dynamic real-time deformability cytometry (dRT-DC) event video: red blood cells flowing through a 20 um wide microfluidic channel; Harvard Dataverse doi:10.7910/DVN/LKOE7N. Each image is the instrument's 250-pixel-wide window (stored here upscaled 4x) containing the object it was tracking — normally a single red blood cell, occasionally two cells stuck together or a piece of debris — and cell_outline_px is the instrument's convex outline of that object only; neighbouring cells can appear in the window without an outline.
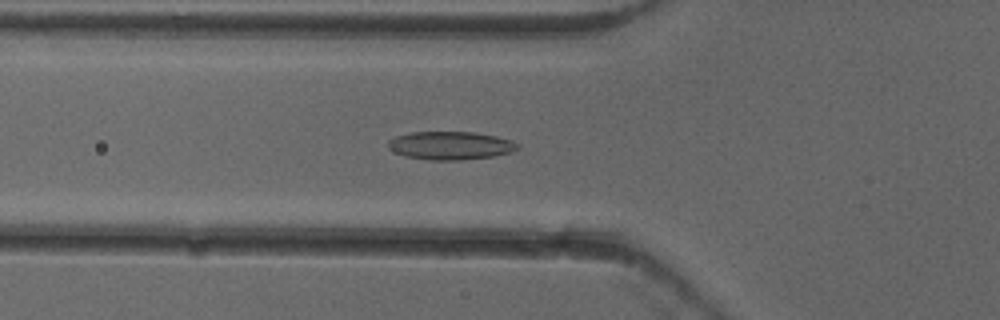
{"species": "common noctule bat (a hibernating species)", "species_latin": "Nyctalus noctula", "temperature_condition": "cold", "stored_images_in_passage": 52, "camera_frame_rate_fps": 3000, "um_per_image_px": 0.085, "animal": {"sex": "female"}, "frame": {"image": 1, "passage_image": 18, "time_ms": 5.667, "image_size_px": [1000, 320], "cell_outline_px": [[520, 148], [508, 152], [492, 156], [460, 160], [428, 160], [404, 156], [388, 148], [388, 140], [396, 136], [412, 132], [476, 132], [496, 136], [512, 140], [520, 144]], "centroid_in_image_um": [38.29, 12.36], "position_along_channel_um": 87.5, "area_um2": 21.27}}
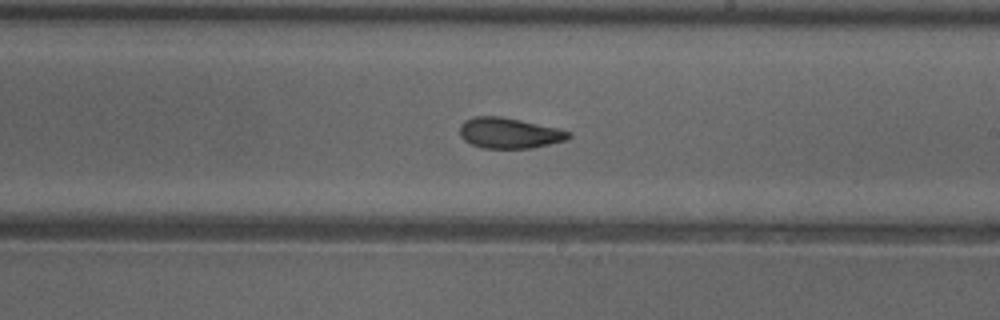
{"frame": {"image": 2, "passage_image": 30, "time_ms": 9.667, "image_size_px": [1000, 320], "cell_outline_px": [[572, 136], [564, 140], [532, 148], [480, 148], [464, 140], [460, 136], [460, 124], [464, 120], [472, 116], [500, 116], [560, 128], [572, 132]], "centroid_in_image_um": [43.27, 11.3], "position_along_channel_um": 245.7, "area_um2": 19.54}}
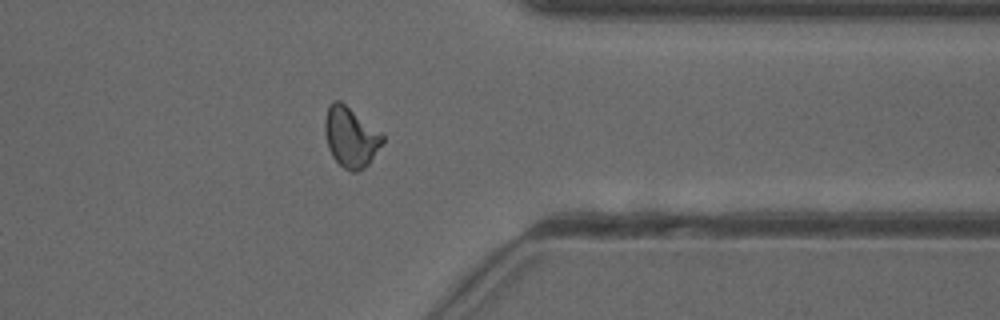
{"frame": {"image": 3, "passage_image": 41, "time_ms": 13.333, "image_size_px": [1000, 320], "cell_outline_px": [[384, 140], [368, 164], [364, 168], [356, 172], [352, 172], [344, 168], [332, 156], [328, 148], [324, 132], [324, 120], [328, 104], [332, 100], [340, 100], [380, 132], [384, 136]], "centroid_in_image_um": [29.77, 11.63], "position_along_channel_um": 381.6, "area_um2": 20.11}, "authors_computed_cell_mechanics": {"area_um2": 20.0566, "velocity_mm_per_s": 3.9379, "shape_relaxation_time_tau1_ms": 6.6183, "shape_relaxation_time_tau2_ms": 2.7846, "deformation_change_tau1": 0.1513, "deformation_change_tau2": 0.0958}}